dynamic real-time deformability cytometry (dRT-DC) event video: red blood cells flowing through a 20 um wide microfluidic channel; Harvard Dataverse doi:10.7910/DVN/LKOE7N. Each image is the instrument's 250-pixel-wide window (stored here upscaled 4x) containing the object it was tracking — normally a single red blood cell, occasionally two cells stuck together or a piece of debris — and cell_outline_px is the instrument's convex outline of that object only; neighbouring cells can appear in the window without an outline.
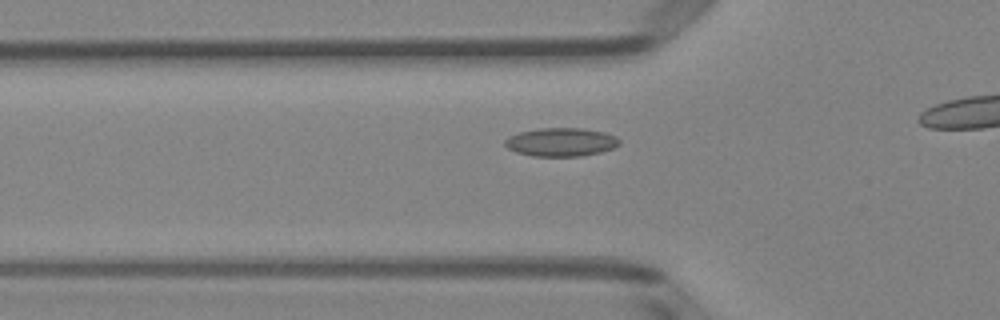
{"species": "Egyptian fruit bat (a non-hibernating species)", "species_latin": "Rousettus aegyptiacus", "temperature_condition": "room temperature", "stored_images_in_passage": 36, "camera_frame_rate_fps": 3000, "um_per_image_px": 0.085, "animal": {"sex": "female"}, "frame": {"image": 1, "passage_image": 12, "time_ms": 3.667, "image_size_px": [1000, 320], "cell_outline_px": [[620, 144], [612, 148], [600, 152], [580, 156], [532, 156], [516, 152], [508, 148], [504, 144], [504, 140], [508, 136], [520, 132], [540, 128], [584, 128], [604, 132], [616, 136], [620, 140]], "centroid_in_image_um": [47.68, 12.07], "position_along_channel_um": 78.1, "area_um2": 19.02}}
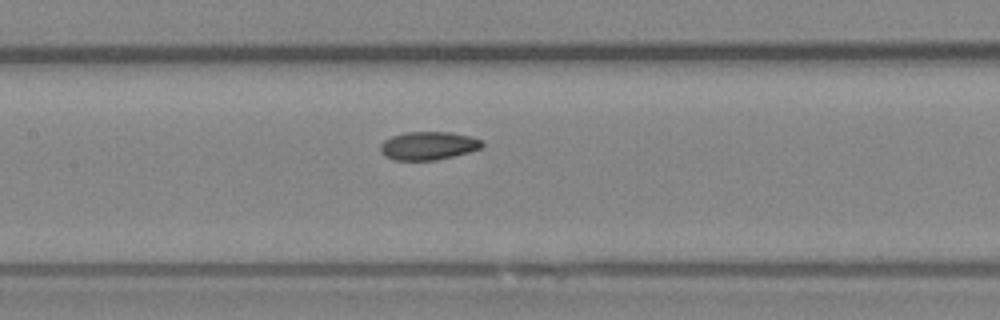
{"frame": {"image": 2, "passage_image": 19, "time_ms": 6.0, "image_size_px": [1000, 320], "cell_outline_px": [[484, 144], [480, 148], [468, 152], [436, 160], [392, 160], [384, 156], [380, 152], [380, 144], [384, 140], [392, 136], [408, 132], [448, 132], [472, 136], [484, 140]], "centroid_in_image_um": [36.4, 12.38], "position_along_channel_um": 171.0, "area_um2": 16.82}}
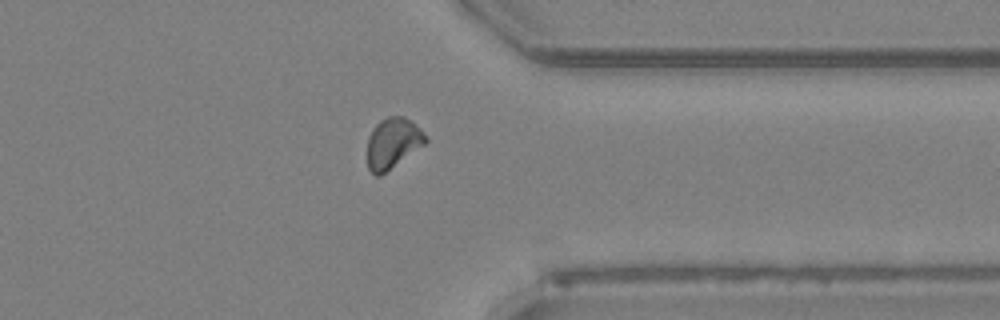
{"frame": {"image": 3, "passage_image": 35, "time_ms": 11.333, "image_size_px": [1000, 320], "cell_outline_px": [[428, 140], [424, 144], [380, 176], [376, 176], [368, 168], [368, 136], [372, 128], [380, 120], [388, 116], [404, 116], [412, 120], [428, 136]], "centroid_in_image_um": [33.39, 12.13], "position_along_channel_um": 378.0, "area_um2": 17.17}}